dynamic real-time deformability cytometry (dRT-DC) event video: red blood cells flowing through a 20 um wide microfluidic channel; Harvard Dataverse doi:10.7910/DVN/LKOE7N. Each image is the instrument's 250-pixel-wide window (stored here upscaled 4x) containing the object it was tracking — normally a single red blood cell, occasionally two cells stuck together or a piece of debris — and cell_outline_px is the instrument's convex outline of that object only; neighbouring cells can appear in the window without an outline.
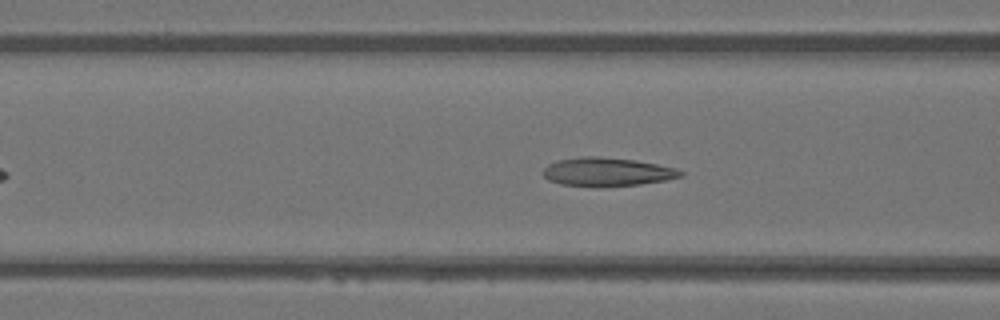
{"species": "Egyptian fruit bat (a non-hibernating species)", "species_latin": "Rousettus aegyptiacus", "temperature_condition": "warm", "stored_images_in_passage": 41, "camera_frame_rate_fps": 3000, "um_per_image_px": 0.085, "animal": {"sex": "female"}, "frame": {"image": 1, "passage_image": 14, "time_ms": 4.333, "image_size_px": [1000, 320], "cell_outline_px": [[684, 176], [664, 180], [640, 184], [560, 184], [548, 180], [540, 172], [548, 164], [556, 160], [580, 156], [596, 156], [636, 160], [676, 168], [684, 172]], "centroid_in_image_um": [51.59, 14.56], "position_along_channel_um": 115.0, "area_um2": 22.2}}
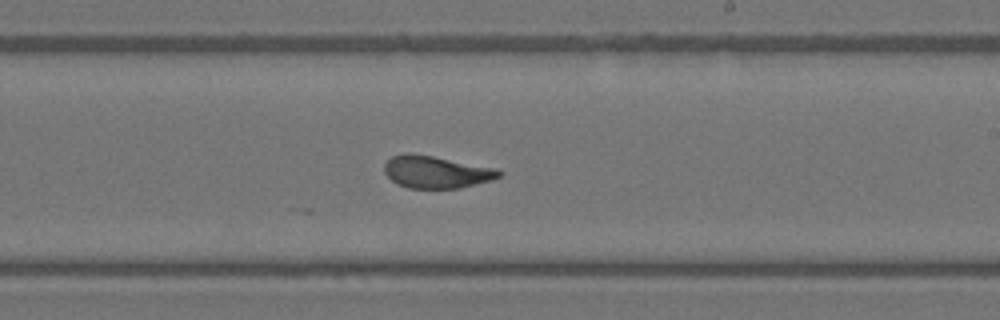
{"frame": {"image": 2, "passage_image": 24, "time_ms": 7.667, "image_size_px": [1000, 320], "cell_outline_px": [[504, 172], [500, 176], [492, 180], [460, 188], [408, 188], [396, 184], [384, 172], [384, 164], [392, 156], [404, 152], [408, 152], [432, 156], [496, 168]], "centroid_in_image_um": [37.06, 14.61], "position_along_channel_um": 251.9, "area_um2": 21.62}}
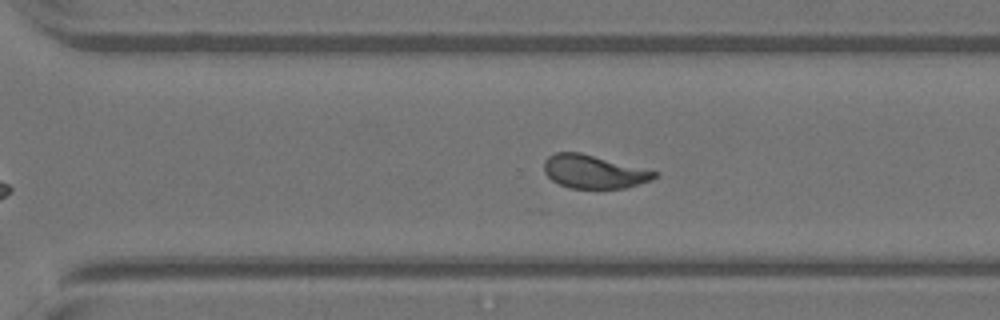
{"frame": {"image": 3, "passage_image": 29, "time_ms": 9.333, "image_size_px": [1000, 320], "cell_outline_px": [[660, 172], [652, 180], [624, 188], [568, 188], [552, 180], [544, 172], [544, 160], [548, 156], [556, 152], [580, 152]], "centroid_in_image_um": [50.47, 14.59], "position_along_channel_um": 320.1, "area_um2": 21.44}, "authors_computed_cell_mechanics": {"area_um2": 22.1952, "velocity_mm_per_s": 4.1137, "shape_relaxation_time_tau1_ms": 4.6161, "shape_relaxation_time_tau2_ms": 0.9869, "deformation_change_tau1": 0.1821, "deformation_change_tau2": 0.0882}}